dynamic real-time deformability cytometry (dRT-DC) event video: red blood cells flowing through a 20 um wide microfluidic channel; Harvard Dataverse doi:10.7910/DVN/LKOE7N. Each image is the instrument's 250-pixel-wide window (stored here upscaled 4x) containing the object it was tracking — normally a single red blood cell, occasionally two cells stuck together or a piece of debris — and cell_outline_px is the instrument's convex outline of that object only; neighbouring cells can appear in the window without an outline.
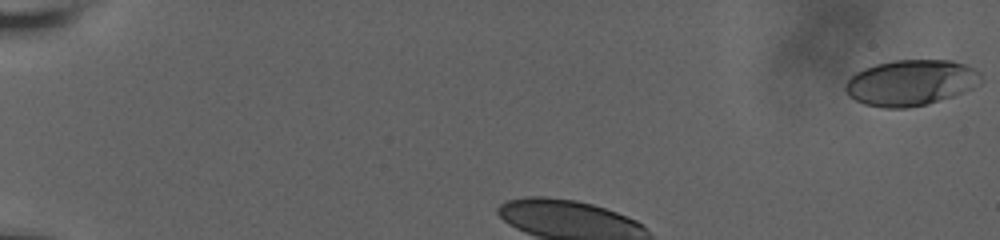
{"species": "human", "species_latin": "Homo sapiens", "temperature_condition": "room temperature", "stored_images_in_passage": 36, "camera_frame_rate_fps": 3000, "um_per_image_px": 0.085, "donor": {"sex": "male"}, "frame": {"image": 1, "passage_image": 1, "time_ms": 0.0, "image_size_px": [1000, 240], "cell_outline_px": [[984, 80], [980, 84], [972, 88], [952, 96], [928, 104], [908, 108], [884, 108], [864, 104], [848, 96], [844, 88], [844, 84], [856, 72], [864, 68], [876, 64], [892, 60], [952, 60], [964, 64], [980, 72]], "centroid_in_image_um": [77.42, 7.03], "position_along_channel_um": 7.6, "area_um2": 36.41}}
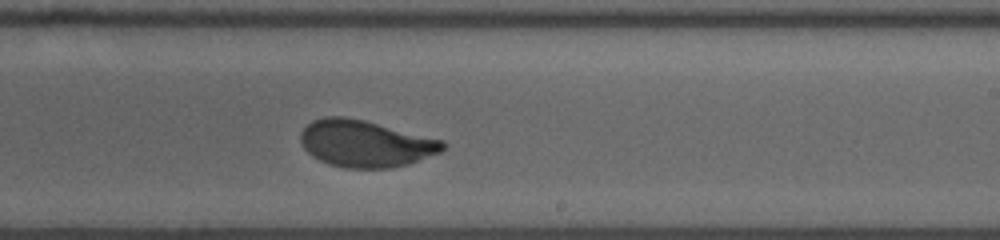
{"frame": {"image": 2, "passage_image": 24, "time_ms": 7.667, "image_size_px": [1000, 240], "cell_outline_px": [[448, 144], [440, 152], [408, 164], [392, 168], [348, 168], [328, 164], [312, 156], [304, 148], [300, 140], [300, 132], [312, 120], [324, 116], [344, 116], [364, 120], [444, 140]], "centroid_in_image_um": [31.06, 12.2], "position_along_channel_um": 257.9, "area_um2": 38.9}}
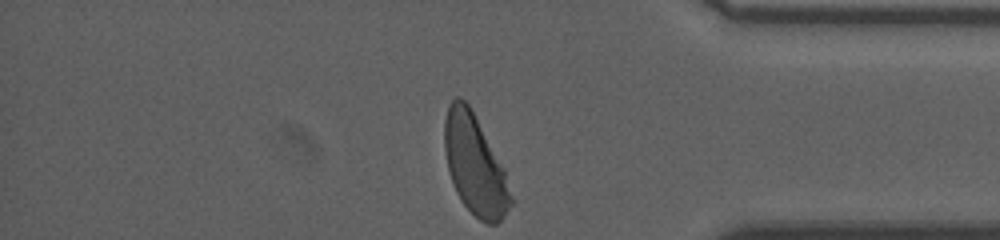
{"frame": {"image": 3, "passage_image": 36, "time_ms": 11.667, "image_size_px": [1000, 240], "cell_outline_px": [[512, 204], [500, 220], [496, 224], [488, 224], [480, 220], [460, 200], [456, 192], [448, 168], [444, 148], [444, 120], [448, 104], [456, 96], [460, 96], [468, 104], [504, 168], [512, 196]], "centroid_in_image_um": [40.35, 14.01], "position_along_channel_um": 394.9, "area_um2": 38.09}, "authors_computed_cell_mechanics": {"area_um2": 38.8416, "velocity_mm_per_s": 3.8068, "shape_relaxation_time_tau1_ms": 3.7606, "shape_relaxation_time_tau2_ms": null, "deformation_change_tau1": 0.1536, "deformation_change_tau2": null}}